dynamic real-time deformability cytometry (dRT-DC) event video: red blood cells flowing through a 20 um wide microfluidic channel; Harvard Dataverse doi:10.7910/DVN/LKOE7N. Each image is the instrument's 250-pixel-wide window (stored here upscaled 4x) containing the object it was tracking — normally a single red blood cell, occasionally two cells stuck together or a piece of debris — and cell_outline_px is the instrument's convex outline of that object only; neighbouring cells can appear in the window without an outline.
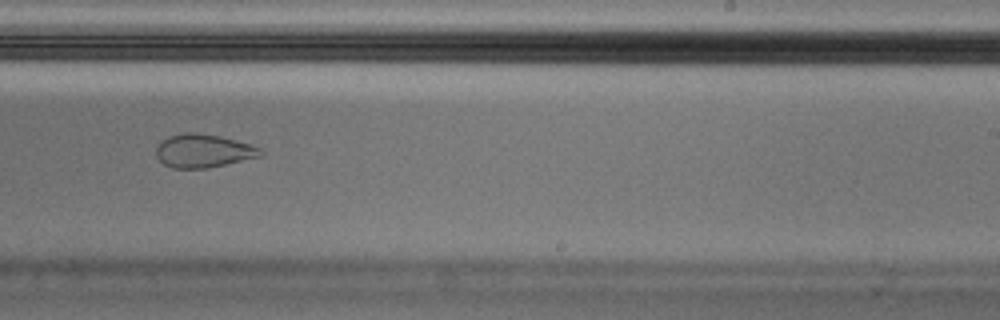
{"species": "Egyptian fruit bat (a non-hibernating species)", "species_latin": "Rousettus aegyptiacus", "temperature_condition": "cold", "stored_images_in_passage": 10, "camera_frame_rate_fps": 3000, "um_per_image_px": 0.085, "animal": {"sex": "male"}, "frame": {"image": 1, "passage_image": 10, "time_ms": 3.0, "image_size_px": [1000, 320], "cell_outline_px": [[264, 152], [260, 156], [208, 168], [172, 168], [164, 164], [156, 156], [156, 148], [168, 136], [184, 132], [192, 132], [220, 136], [252, 144], [260, 148]], "centroid_in_image_um": [17.29, 12.82], "position_along_channel_um": 271.7, "area_um2": 20.17}}